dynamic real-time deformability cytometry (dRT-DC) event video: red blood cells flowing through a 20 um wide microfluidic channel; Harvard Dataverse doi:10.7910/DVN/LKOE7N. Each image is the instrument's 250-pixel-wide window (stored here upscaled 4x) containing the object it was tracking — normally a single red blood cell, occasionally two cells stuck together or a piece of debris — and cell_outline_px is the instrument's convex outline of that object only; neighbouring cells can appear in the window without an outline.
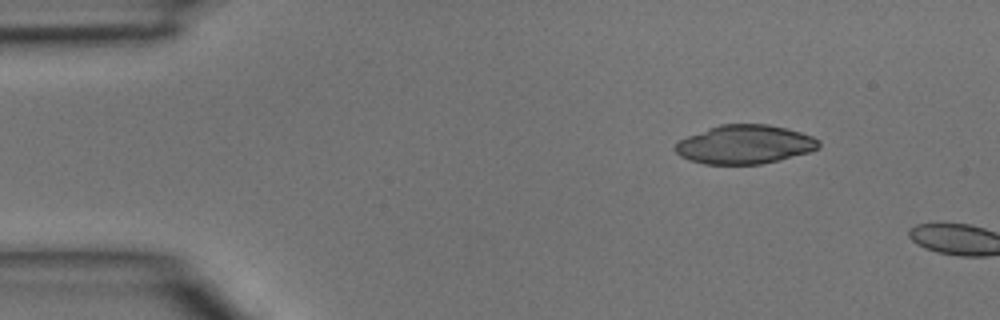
{"species": "common noctule bat (a hibernating species)", "species_latin": "Nyctalus noctula", "temperature_condition": "room temperature", "stored_images_in_passage": 2, "camera_frame_rate_fps": 3000, "um_per_image_px": 0.085, "animal": {"sex": "male", "body_mass_g": 15.6}, "frame": {"image": 1, "passage_image": 1, "time_ms": 0.0, "image_size_px": [1000, 320], "cell_outline_px": [[820, 148], [808, 152], [760, 164], [704, 164], [688, 160], [680, 156], [672, 148], [676, 140], [708, 128], [720, 124], [768, 124], [788, 128], [812, 136], [820, 140]], "centroid_in_image_um": [63.25, 12.27], "position_along_channel_um": 21.7, "area_um2": 32.66}}